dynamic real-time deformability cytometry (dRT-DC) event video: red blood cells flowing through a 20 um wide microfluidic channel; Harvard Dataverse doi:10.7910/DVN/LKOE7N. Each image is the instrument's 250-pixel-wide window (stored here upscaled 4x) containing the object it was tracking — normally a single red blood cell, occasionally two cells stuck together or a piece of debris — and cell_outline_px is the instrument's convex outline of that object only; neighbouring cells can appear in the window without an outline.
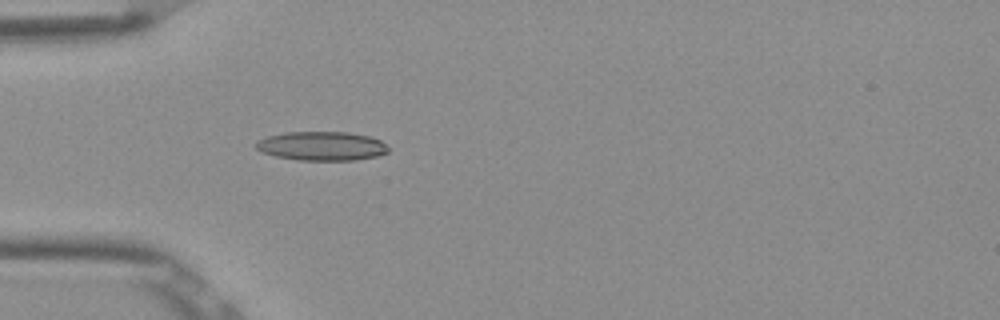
{"species": "Egyptian fruit bat (a non-hibernating species)", "species_latin": "Rousettus aegyptiacus", "temperature_condition": "room temperature", "stored_images_in_passage": 37, "camera_frame_rate_fps": 3000, "um_per_image_px": 0.085, "frame": {"image": 1, "passage_image": 1, "time_ms": 0.0, "image_size_px": [1000, 320], "cell_outline_px": [[388, 152], [376, 156], [356, 160], [300, 160], [276, 156], [264, 152], [256, 148], [256, 140], [268, 136], [284, 132], [348, 132], [368, 136], [380, 140], [388, 148]], "centroid_in_image_um": [27.34, 12.41], "position_along_channel_um": 57.7, "area_um2": 22.2}}
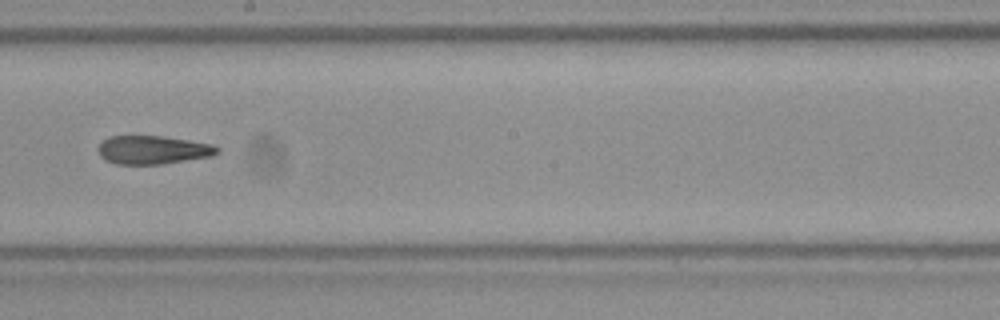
{"frame": {"image": 2, "passage_image": 15, "time_ms": 4.667, "image_size_px": [1000, 320], "cell_outline_px": [[220, 152], [212, 156], [160, 164], [116, 164], [100, 156], [96, 148], [108, 136], [160, 136], [188, 140], [212, 144], [220, 148]], "centroid_in_image_um": [13.0, 12.74], "position_along_channel_um": 235.2, "area_um2": 19.65}}
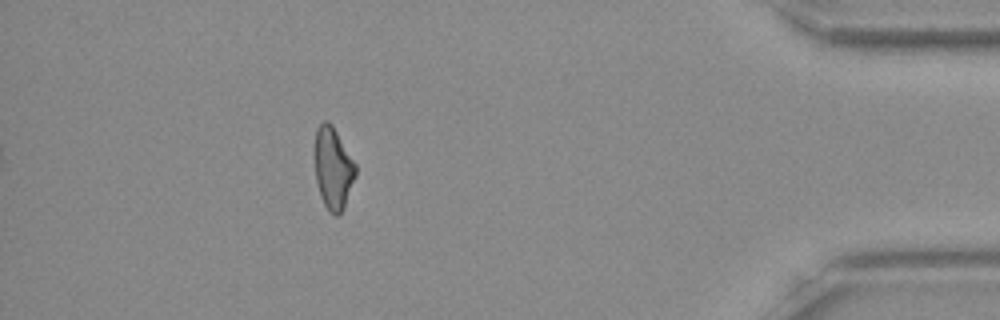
{"frame": {"image": 3, "passage_image": 32, "time_ms": 10.333, "image_size_px": [1000, 320], "cell_outline_px": [[356, 176], [344, 208], [336, 216], [328, 212], [320, 196], [316, 180], [312, 152], [312, 148], [316, 128], [324, 120], [328, 120], [332, 124], [356, 164]], "centroid_in_image_um": [28.27, 14.26], "position_along_channel_um": 406.9, "area_um2": 20.17}, "authors_computed_cell_mechanics": {"area_um2": 20.2878, "velocity_mm_per_s": 3.8999, "shape_relaxation_time_tau1_ms": null, "shape_relaxation_time_tau2_ms": 5.1934, "deformation_change_tau1": null, "deformation_change_tau2": 0.1569}}